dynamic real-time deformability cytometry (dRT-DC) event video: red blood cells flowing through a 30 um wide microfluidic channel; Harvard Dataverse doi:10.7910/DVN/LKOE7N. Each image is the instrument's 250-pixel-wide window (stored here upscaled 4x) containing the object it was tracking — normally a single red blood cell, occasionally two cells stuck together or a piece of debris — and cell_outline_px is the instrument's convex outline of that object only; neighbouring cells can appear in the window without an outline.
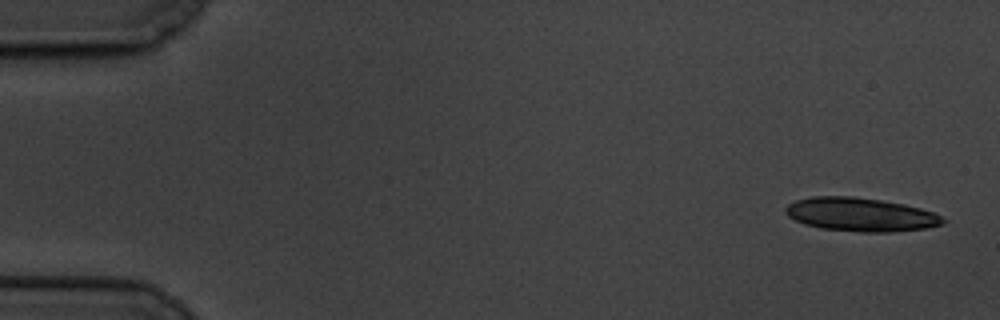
{"species": "common noctule bat (a hibernating species)", "species_latin": "Nyctalus noctula", "temperature_condition": "cold", "stored_images_in_passage": 8, "camera_frame_rate_fps": 3000, "um_per_image_px": 0.085, "animal": {"sex": "male", "body_mass_g": 19.5, "forearm_length_mm": 54.6}, "frame": {"image": 1, "passage_image": 1, "time_ms": 0.0, "image_size_px": [1000, 320], "cell_outline_px": [[948, 220], [944, 224], [928, 228], [888, 232], [860, 232], [820, 228], [804, 224], [788, 216], [784, 212], [784, 208], [788, 204], [796, 200], [812, 196], [852, 196], [880, 200], [904, 204], [920, 208], [932, 212]], "centroid_in_image_um": [73.14, 18.24], "position_along_channel_um": 11.9, "area_um2": 30.92}}
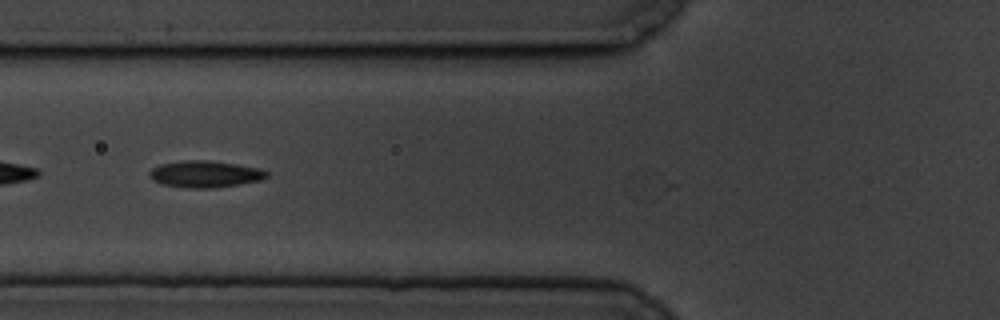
{"frame": {"image": 2, "passage_image": 7, "time_ms": 7.0, "image_size_px": [1000, 320], "cell_outline_px": [[268, 176], [260, 180], [240, 184], [212, 188], [188, 188], [164, 184], [152, 180], [148, 176], [148, 172], [152, 168], [160, 164], [184, 160], [204, 160], [236, 164], [260, 168], [268, 172]], "centroid_in_image_um": [17.41, 14.79], "position_along_channel_um": 108.4, "area_um2": 18.21}}
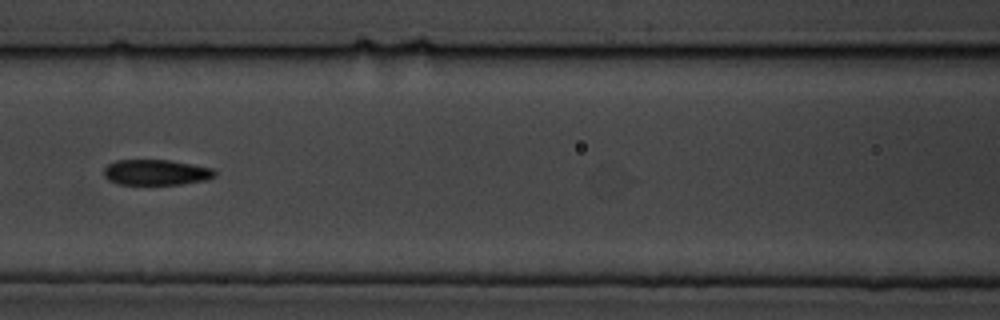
{"frame": {"image": 3, "passage_image": 8, "time_ms": 8.333, "image_size_px": [1000, 320], "cell_outline_px": [[216, 176], [208, 180], [180, 184], [116, 184], [108, 180], [104, 176], [104, 168], [108, 164], [116, 160], [168, 160], [192, 164], [212, 168], [216, 172]], "centroid_in_image_um": [13.27, 14.65], "position_along_channel_um": 153.3, "area_um2": 16.59}}